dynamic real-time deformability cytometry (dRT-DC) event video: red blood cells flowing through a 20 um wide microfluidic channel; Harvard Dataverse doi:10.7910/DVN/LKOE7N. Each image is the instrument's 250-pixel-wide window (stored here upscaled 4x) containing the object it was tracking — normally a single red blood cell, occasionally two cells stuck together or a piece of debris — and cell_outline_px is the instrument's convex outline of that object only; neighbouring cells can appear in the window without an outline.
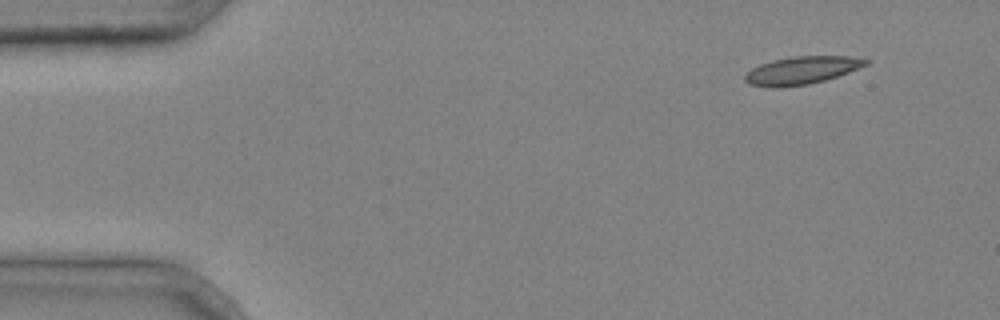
{"species": "common noctule bat (a hibernating species)", "species_latin": "Nyctalus noctula", "temperature_condition": "cold", "stored_images_in_passage": 3, "camera_frame_rate_fps": 3000, "um_per_image_px": 0.085, "animal": {"sex": "male", "body_mass_g": 20.4}, "frame": {"image": 1, "passage_image": 1, "time_ms": 0.0, "image_size_px": [1000, 320], "cell_outline_px": [[872, 60], [868, 64], [848, 72], [824, 80], [808, 84], [780, 88], [772, 88], [748, 84], [744, 80], [744, 76], [752, 68], [760, 64], [772, 60], [796, 56], [848, 56]], "centroid_in_image_um": [68.12, 5.98], "position_along_channel_um": 16.9, "area_um2": 19.54}}